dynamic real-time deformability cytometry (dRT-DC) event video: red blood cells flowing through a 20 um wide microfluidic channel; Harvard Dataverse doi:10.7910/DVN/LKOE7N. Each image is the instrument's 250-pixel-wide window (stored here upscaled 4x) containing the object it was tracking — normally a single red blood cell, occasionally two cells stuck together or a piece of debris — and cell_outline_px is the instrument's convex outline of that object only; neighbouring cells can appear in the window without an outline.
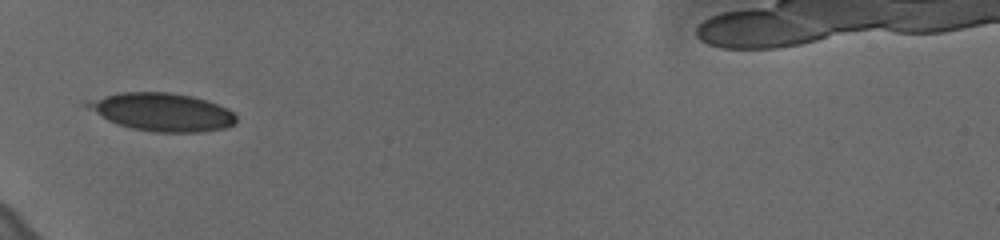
{"species": "human", "species_latin": "Homo sapiens", "temperature_condition": "cold", "stored_images_in_passage": 37, "camera_frame_rate_fps": 3000, "um_per_image_px": 0.085, "donor": {"sex": "female"}, "frame": {"image": 1, "passage_image": 1, "time_ms": 0.0, "image_size_px": [1000, 240], "cell_outline_px": [[236, 124], [224, 128], [200, 132], [152, 132], [132, 128], [108, 120], [100, 116], [84, 104], [88, 100], [120, 92], [168, 92], [192, 96], [228, 108], [236, 116]], "centroid_in_image_um": [13.8, 9.52], "position_along_channel_um": 71.2, "area_um2": 32.71}}
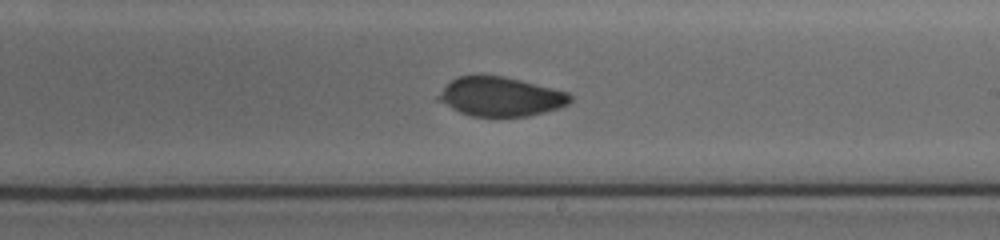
{"frame": {"image": 2, "passage_image": 16, "time_ms": 5.0, "image_size_px": [1000, 240], "cell_outline_px": [[572, 100], [568, 104], [560, 108], [528, 116], [472, 116], [460, 112], [436, 100], [436, 96], [456, 76], [504, 76], [568, 92], [572, 96]], "centroid_in_image_um": [42.56, 8.22], "position_along_channel_um": 246.4, "area_um2": 29.82}}
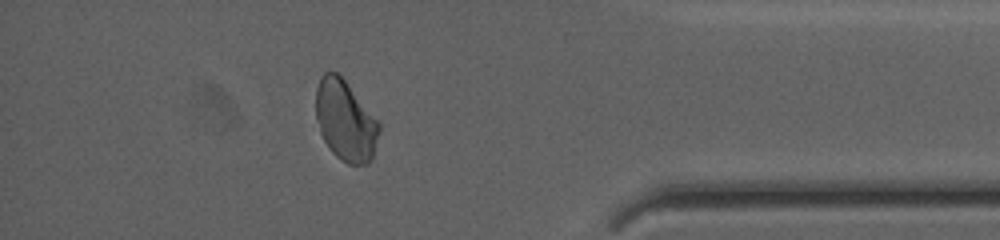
{"frame": {"image": 3, "passage_image": 31, "time_ms": 10.0, "image_size_px": [1000, 240], "cell_outline_px": [[380, 132], [372, 160], [368, 164], [348, 164], [340, 160], [332, 152], [324, 140], [320, 132], [316, 116], [316, 88], [320, 76], [324, 72], [336, 72], [344, 80], [380, 124]], "centroid_in_image_um": [29.35, 10.28], "position_along_channel_um": 405.8, "area_um2": 29.48}, "authors_computed_cell_mechanics": {"area_um2": 30.634, "velocity_mm_per_s": 3.6177, "shape_relaxation_time_tau1_ms": 10.9266, "shape_relaxation_time_tau2_ms": 1.646, "deformation_change_tau1": 0.1716, "deformation_change_tau2": 0.0453}}